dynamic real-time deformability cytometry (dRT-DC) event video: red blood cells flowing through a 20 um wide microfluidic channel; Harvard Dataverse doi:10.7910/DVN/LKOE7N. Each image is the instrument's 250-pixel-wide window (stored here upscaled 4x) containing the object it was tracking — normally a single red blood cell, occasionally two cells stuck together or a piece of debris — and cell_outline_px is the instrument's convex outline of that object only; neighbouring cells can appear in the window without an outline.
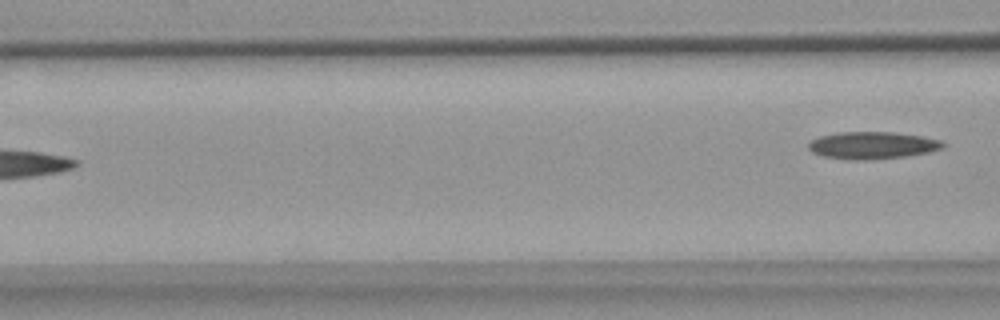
{"species": "common noctule bat (a hibernating species)", "species_latin": "Nyctalus noctula", "temperature_condition": "warm", "stored_images_in_passage": 7, "camera_frame_rate_fps": 3000, "um_per_image_px": 0.085, "animal": {"sex": "female", "body_mass_g": 18.4}, "frame": {"image": 1, "passage_image": 7, "time_ms": 8.0, "image_size_px": [1000, 320], "cell_outline_px": [[948, 144], [944, 148], [928, 152], [904, 156], [864, 160], [848, 160], [824, 156], [812, 152], [808, 148], [808, 144], [812, 140], [820, 136], [840, 132], [892, 132], [924, 136], [944, 140]], "centroid_in_image_um": [74.21, 12.34], "position_along_channel_um": 92.4, "area_um2": 21.44}}